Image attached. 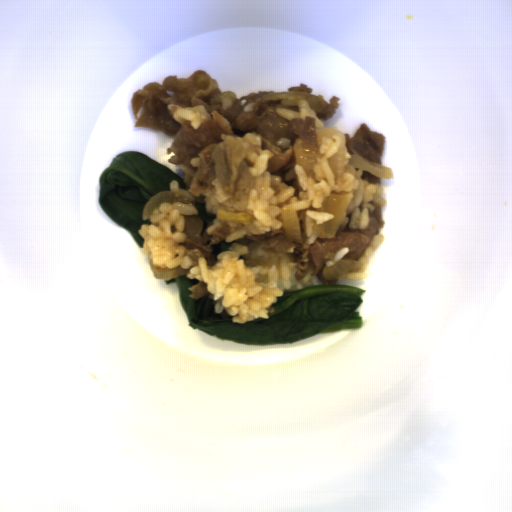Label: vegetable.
I'll list each match as a JSON object with an SVG mask.
<instances>
[{
  "label": "vegetable",
  "mask_w": 512,
  "mask_h": 512,
  "mask_svg": "<svg viewBox=\"0 0 512 512\" xmlns=\"http://www.w3.org/2000/svg\"><path fill=\"white\" fill-rule=\"evenodd\" d=\"M186 275L165 280L176 283L179 302L191 328L210 336L241 344L272 345L295 342L317 333L339 332L342 329H361L364 316L356 311L367 290L351 285L323 284L283 291L268 312L269 318H256L245 324L232 322L214 312L212 299L206 294L195 300L188 287L198 283Z\"/></svg>",
  "instance_id": "obj_1"
},
{
  "label": "vegetable",
  "mask_w": 512,
  "mask_h": 512,
  "mask_svg": "<svg viewBox=\"0 0 512 512\" xmlns=\"http://www.w3.org/2000/svg\"><path fill=\"white\" fill-rule=\"evenodd\" d=\"M172 181L187 190L185 180L167 165L144 153H119L99 174L98 207L144 248L145 240L138 230L141 225H151L149 218L142 219L144 207L158 193L170 191Z\"/></svg>",
  "instance_id": "obj_2"
},
{
  "label": "vegetable",
  "mask_w": 512,
  "mask_h": 512,
  "mask_svg": "<svg viewBox=\"0 0 512 512\" xmlns=\"http://www.w3.org/2000/svg\"><path fill=\"white\" fill-rule=\"evenodd\" d=\"M198 215L208 224L214 222L217 214L206 213V203H198L195 205Z\"/></svg>",
  "instance_id": "obj_3"
},
{
  "label": "vegetable",
  "mask_w": 512,
  "mask_h": 512,
  "mask_svg": "<svg viewBox=\"0 0 512 512\" xmlns=\"http://www.w3.org/2000/svg\"><path fill=\"white\" fill-rule=\"evenodd\" d=\"M232 243L233 242L221 241L218 245H213V247H214L213 253H214L215 258L221 252L229 251L228 248L231 247Z\"/></svg>",
  "instance_id": "obj_4"
}]
</instances>
